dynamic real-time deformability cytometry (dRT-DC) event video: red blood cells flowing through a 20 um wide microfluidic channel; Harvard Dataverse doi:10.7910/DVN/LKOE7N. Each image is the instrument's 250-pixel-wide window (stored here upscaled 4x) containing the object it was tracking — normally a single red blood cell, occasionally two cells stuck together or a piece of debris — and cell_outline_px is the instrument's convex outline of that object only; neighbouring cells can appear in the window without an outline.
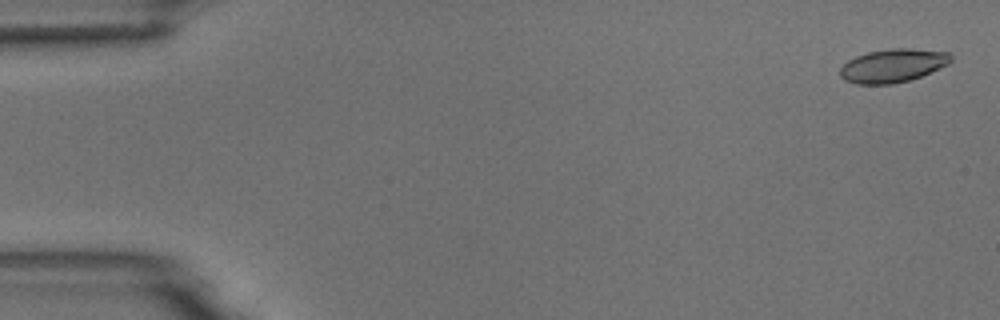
{"species": "common noctule bat (a hibernating species)", "species_latin": "Nyctalus noctula", "temperature_condition": "room temperature", "stored_images_in_passage": 5, "camera_frame_rate_fps": 3000, "um_per_image_px": 0.085, "animal": {"sex": "male", "body_mass_g": 18.8}, "frame": {"image": 1, "passage_image": 1, "time_ms": 0.0, "image_size_px": [1000, 320], "cell_outline_px": [[952, 60], [948, 64], [940, 68], [920, 76], [908, 80], [892, 84], [856, 84], [844, 80], [840, 76], [840, 68], [848, 60], [856, 56], [868, 52], [892, 48], [912, 48], [952, 52]], "centroid_in_image_um": [75.91, 5.56], "position_along_channel_um": 9.1, "area_um2": 21.68}}
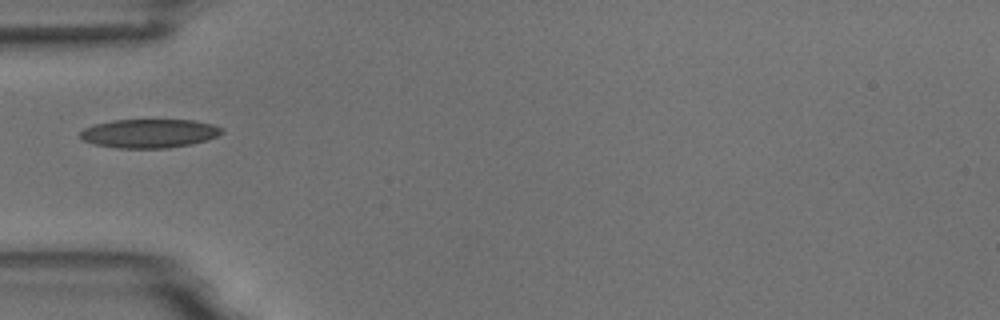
{"frame": {"image": 2, "passage_image": 5, "time_ms": 5.333, "image_size_px": [1000, 320], "cell_outline_px": [[224, 132], [208, 140], [192, 144], [168, 148], [116, 148], [96, 144], [84, 140], [80, 136], [80, 132], [84, 128], [96, 124], [112, 120], [192, 120], [212, 124], [224, 128]], "centroid_in_image_um": [12.73, 11.34], "position_along_channel_um": 72.3, "area_um2": 23.76}}